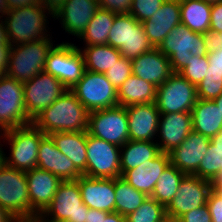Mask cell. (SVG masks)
Wrapping results in <instances>:
<instances>
[{"label":"cell","mask_w":222,"mask_h":222,"mask_svg":"<svg viewBox=\"0 0 222 222\" xmlns=\"http://www.w3.org/2000/svg\"><path fill=\"white\" fill-rule=\"evenodd\" d=\"M46 11L53 15L40 3L0 11V19L6 16L4 22L9 44L19 45L48 38Z\"/></svg>","instance_id":"obj_2"},{"label":"cell","mask_w":222,"mask_h":222,"mask_svg":"<svg viewBox=\"0 0 222 222\" xmlns=\"http://www.w3.org/2000/svg\"><path fill=\"white\" fill-rule=\"evenodd\" d=\"M83 175L92 178H118L120 147L87 132V164Z\"/></svg>","instance_id":"obj_14"},{"label":"cell","mask_w":222,"mask_h":222,"mask_svg":"<svg viewBox=\"0 0 222 222\" xmlns=\"http://www.w3.org/2000/svg\"><path fill=\"white\" fill-rule=\"evenodd\" d=\"M2 20L3 19H1V22H0V45L10 46L9 41H8L7 31H6V25H5V22Z\"/></svg>","instance_id":"obj_52"},{"label":"cell","mask_w":222,"mask_h":222,"mask_svg":"<svg viewBox=\"0 0 222 222\" xmlns=\"http://www.w3.org/2000/svg\"><path fill=\"white\" fill-rule=\"evenodd\" d=\"M30 198V217L43 213L50 205L62 180L49 171L34 168L26 172Z\"/></svg>","instance_id":"obj_18"},{"label":"cell","mask_w":222,"mask_h":222,"mask_svg":"<svg viewBox=\"0 0 222 222\" xmlns=\"http://www.w3.org/2000/svg\"><path fill=\"white\" fill-rule=\"evenodd\" d=\"M129 140L152 141L158 136L160 112L156 103L134 104L126 107Z\"/></svg>","instance_id":"obj_22"},{"label":"cell","mask_w":222,"mask_h":222,"mask_svg":"<svg viewBox=\"0 0 222 222\" xmlns=\"http://www.w3.org/2000/svg\"><path fill=\"white\" fill-rule=\"evenodd\" d=\"M0 206L12 218L30 217L26 172L7 165L0 169Z\"/></svg>","instance_id":"obj_7"},{"label":"cell","mask_w":222,"mask_h":222,"mask_svg":"<svg viewBox=\"0 0 222 222\" xmlns=\"http://www.w3.org/2000/svg\"><path fill=\"white\" fill-rule=\"evenodd\" d=\"M213 42L217 45V46H220L222 47V32L218 35H216L214 38H213Z\"/></svg>","instance_id":"obj_58"},{"label":"cell","mask_w":222,"mask_h":222,"mask_svg":"<svg viewBox=\"0 0 222 222\" xmlns=\"http://www.w3.org/2000/svg\"><path fill=\"white\" fill-rule=\"evenodd\" d=\"M76 181L82 200L89 209L115 212L114 178H92L81 175Z\"/></svg>","instance_id":"obj_20"},{"label":"cell","mask_w":222,"mask_h":222,"mask_svg":"<svg viewBox=\"0 0 222 222\" xmlns=\"http://www.w3.org/2000/svg\"><path fill=\"white\" fill-rule=\"evenodd\" d=\"M126 107H114L90 112L87 132L119 147L129 141Z\"/></svg>","instance_id":"obj_10"},{"label":"cell","mask_w":222,"mask_h":222,"mask_svg":"<svg viewBox=\"0 0 222 222\" xmlns=\"http://www.w3.org/2000/svg\"><path fill=\"white\" fill-rule=\"evenodd\" d=\"M208 68L209 62L207 56H192L188 65L179 73L197 87L204 79Z\"/></svg>","instance_id":"obj_38"},{"label":"cell","mask_w":222,"mask_h":222,"mask_svg":"<svg viewBox=\"0 0 222 222\" xmlns=\"http://www.w3.org/2000/svg\"><path fill=\"white\" fill-rule=\"evenodd\" d=\"M210 142L215 146V148L222 149V130L215 136L211 137Z\"/></svg>","instance_id":"obj_54"},{"label":"cell","mask_w":222,"mask_h":222,"mask_svg":"<svg viewBox=\"0 0 222 222\" xmlns=\"http://www.w3.org/2000/svg\"><path fill=\"white\" fill-rule=\"evenodd\" d=\"M211 181L195 175H185L175 197L166 206L167 217L176 221L181 215L207 204Z\"/></svg>","instance_id":"obj_16"},{"label":"cell","mask_w":222,"mask_h":222,"mask_svg":"<svg viewBox=\"0 0 222 222\" xmlns=\"http://www.w3.org/2000/svg\"><path fill=\"white\" fill-rule=\"evenodd\" d=\"M67 90L63 83L45 71L24 82V104L29 118L33 120Z\"/></svg>","instance_id":"obj_13"},{"label":"cell","mask_w":222,"mask_h":222,"mask_svg":"<svg viewBox=\"0 0 222 222\" xmlns=\"http://www.w3.org/2000/svg\"><path fill=\"white\" fill-rule=\"evenodd\" d=\"M70 91L89 112L119 105L117 90L103 73L85 70Z\"/></svg>","instance_id":"obj_8"},{"label":"cell","mask_w":222,"mask_h":222,"mask_svg":"<svg viewBox=\"0 0 222 222\" xmlns=\"http://www.w3.org/2000/svg\"><path fill=\"white\" fill-rule=\"evenodd\" d=\"M83 54L85 70L105 73L122 57L117 48L111 45H89L80 49Z\"/></svg>","instance_id":"obj_32"},{"label":"cell","mask_w":222,"mask_h":222,"mask_svg":"<svg viewBox=\"0 0 222 222\" xmlns=\"http://www.w3.org/2000/svg\"><path fill=\"white\" fill-rule=\"evenodd\" d=\"M108 45L117 48L122 56L130 60L154 48L145 34L143 24L129 13L116 14L109 31Z\"/></svg>","instance_id":"obj_6"},{"label":"cell","mask_w":222,"mask_h":222,"mask_svg":"<svg viewBox=\"0 0 222 222\" xmlns=\"http://www.w3.org/2000/svg\"><path fill=\"white\" fill-rule=\"evenodd\" d=\"M213 101L215 102L216 106L220 109L222 113V94L217 98L213 99Z\"/></svg>","instance_id":"obj_59"},{"label":"cell","mask_w":222,"mask_h":222,"mask_svg":"<svg viewBox=\"0 0 222 222\" xmlns=\"http://www.w3.org/2000/svg\"><path fill=\"white\" fill-rule=\"evenodd\" d=\"M176 222H212L208 205L201 206L181 215Z\"/></svg>","instance_id":"obj_42"},{"label":"cell","mask_w":222,"mask_h":222,"mask_svg":"<svg viewBox=\"0 0 222 222\" xmlns=\"http://www.w3.org/2000/svg\"><path fill=\"white\" fill-rule=\"evenodd\" d=\"M169 164V153L160 152L154 159L127 170L121 177L136 190L151 196L158 178Z\"/></svg>","instance_id":"obj_26"},{"label":"cell","mask_w":222,"mask_h":222,"mask_svg":"<svg viewBox=\"0 0 222 222\" xmlns=\"http://www.w3.org/2000/svg\"><path fill=\"white\" fill-rule=\"evenodd\" d=\"M45 134L33 123L3 131L10 145V156H5V165L20 170L29 171L37 168L38 151L41 139Z\"/></svg>","instance_id":"obj_5"},{"label":"cell","mask_w":222,"mask_h":222,"mask_svg":"<svg viewBox=\"0 0 222 222\" xmlns=\"http://www.w3.org/2000/svg\"><path fill=\"white\" fill-rule=\"evenodd\" d=\"M222 32V1L212 4L210 36L213 39Z\"/></svg>","instance_id":"obj_46"},{"label":"cell","mask_w":222,"mask_h":222,"mask_svg":"<svg viewBox=\"0 0 222 222\" xmlns=\"http://www.w3.org/2000/svg\"><path fill=\"white\" fill-rule=\"evenodd\" d=\"M1 137V135H0ZM2 145V144H0ZM5 165V154L4 151L2 150V147L0 148V169Z\"/></svg>","instance_id":"obj_60"},{"label":"cell","mask_w":222,"mask_h":222,"mask_svg":"<svg viewBox=\"0 0 222 222\" xmlns=\"http://www.w3.org/2000/svg\"><path fill=\"white\" fill-rule=\"evenodd\" d=\"M12 217L0 206V222H9Z\"/></svg>","instance_id":"obj_56"},{"label":"cell","mask_w":222,"mask_h":222,"mask_svg":"<svg viewBox=\"0 0 222 222\" xmlns=\"http://www.w3.org/2000/svg\"><path fill=\"white\" fill-rule=\"evenodd\" d=\"M210 138L191 131L185 140L171 152L170 163L185 175H194L207 153Z\"/></svg>","instance_id":"obj_19"},{"label":"cell","mask_w":222,"mask_h":222,"mask_svg":"<svg viewBox=\"0 0 222 222\" xmlns=\"http://www.w3.org/2000/svg\"><path fill=\"white\" fill-rule=\"evenodd\" d=\"M32 123L25 104L23 83L8 77L0 76V129L6 131Z\"/></svg>","instance_id":"obj_12"},{"label":"cell","mask_w":222,"mask_h":222,"mask_svg":"<svg viewBox=\"0 0 222 222\" xmlns=\"http://www.w3.org/2000/svg\"><path fill=\"white\" fill-rule=\"evenodd\" d=\"M132 74L156 87L162 85L172 74L169 58L158 48H152L131 60Z\"/></svg>","instance_id":"obj_25"},{"label":"cell","mask_w":222,"mask_h":222,"mask_svg":"<svg viewBox=\"0 0 222 222\" xmlns=\"http://www.w3.org/2000/svg\"><path fill=\"white\" fill-rule=\"evenodd\" d=\"M63 0H39V3L48 9L52 14L61 6Z\"/></svg>","instance_id":"obj_50"},{"label":"cell","mask_w":222,"mask_h":222,"mask_svg":"<svg viewBox=\"0 0 222 222\" xmlns=\"http://www.w3.org/2000/svg\"><path fill=\"white\" fill-rule=\"evenodd\" d=\"M163 222H176L173 219L167 218L166 220H164Z\"/></svg>","instance_id":"obj_62"},{"label":"cell","mask_w":222,"mask_h":222,"mask_svg":"<svg viewBox=\"0 0 222 222\" xmlns=\"http://www.w3.org/2000/svg\"><path fill=\"white\" fill-rule=\"evenodd\" d=\"M99 8L98 0H63L51 17L61 20L65 32L80 38Z\"/></svg>","instance_id":"obj_17"},{"label":"cell","mask_w":222,"mask_h":222,"mask_svg":"<svg viewBox=\"0 0 222 222\" xmlns=\"http://www.w3.org/2000/svg\"><path fill=\"white\" fill-rule=\"evenodd\" d=\"M9 222H36L33 217L29 218H12Z\"/></svg>","instance_id":"obj_57"},{"label":"cell","mask_w":222,"mask_h":222,"mask_svg":"<svg viewBox=\"0 0 222 222\" xmlns=\"http://www.w3.org/2000/svg\"><path fill=\"white\" fill-rule=\"evenodd\" d=\"M165 0H133L129 14L138 22L149 20Z\"/></svg>","instance_id":"obj_41"},{"label":"cell","mask_w":222,"mask_h":222,"mask_svg":"<svg viewBox=\"0 0 222 222\" xmlns=\"http://www.w3.org/2000/svg\"><path fill=\"white\" fill-rule=\"evenodd\" d=\"M37 167L51 172L62 181H76L83 175L74 163L59 151L50 135L41 139Z\"/></svg>","instance_id":"obj_21"},{"label":"cell","mask_w":222,"mask_h":222,"mask_svg":"<svg viewBox=\"0 0 222 222\" xmlns=\"http://www.w3.org/2000/svg\"><path fill=\"white\" fill-rule=\"evenodd\" d=\"M184 176L182 171L170 163L158 178L150 197L166 207L175 197Z\"/></svg>","instance_id":"obj_35"},{"label":"cell","mask_w":222,"mask_h":222,"mask_svg":"<svg viewBox=\"0 0 222 222\" xmlns=\"http://www.w3.org/2000/svg\"><path fill=\"white\" fill-rule=\"evenodd\" d=\"M207 205L212 222H222V195L211 189L208 194Z\"/></svg>","instance_id":"obj_44"},{"label":"cell","mask_w":222,"mask_h":222,"mask_svg":"<svg viewBox=\"0 0 222 222\" xmlns=\"http://www.w3.org/2000/svg\"><path fill=\"white\" fill-rule=\"evenodd\" d=\"M209 68L206 73L221 74L222 76V47L212 42L207 54Z\"/></svg>","instance_id":"obj_43"},{"label":"cell","mask_w":222,"mask_h":222,"mask_svg":"<svg viewBox=\"0 0 222 222\" xmlns=\"http://www.w3.org/2000/svg\"><path fill=\"white\" fill-rule=\"evenodd\" d=\"M212 4L202 0H180L181 24L196 33L210 35Z\"/></svg>","instance_id":"obj_30"},{"label":"cell","mask_w":222,"mask_h":222,"mask_svg":"<svg viewBox=\"0 0 222 222\" xmlns=\"http://www.w3.org/2000/svg\"><path fill=\"white\" fill-rule=\"evenodd\" d=\"M202 1L210 3V4H214V3L220 2L222 0H202Z\"/></svg>","instance_id":"obj_61"},{"label":"cell","mask_w":222,"mask_h":222,"mask_svg":"<svg viewBox=\"0 0 222 222\" xmlns=\"http://www.w3.org/2000/svg\"><path fill=\"white\" fill-rule=\"evenodd\" d=\"M90 112L77 97L67 90L48 108L38 114L32 123L45 135L56 132H83L89 126Z\"/></svg>","instance_id":"obj_1"},{"label":"cell","mask_w":222,"mask_h":222,"mask_svg":"<svg viewBox=\"0 0 222 222\" xmlns=\"http://www.w3.org/2000/svg\"><path fill=\"white\" fill-rule=\"evenodd\" d=\"M212 42L210 35L193 32L180 23L170 31L158 49L169 58L173 73H179L192 56H207Z\"/></svg>","instance_id":"obj_3"},{"label":"cell","mask_w":222,"mask_h":222,"mask_svg":"<svg viewBox=\"0 0 222 222\" xmlns=\"http://www.w3.org/2000/svg\"><path fill=\"white\" fill-rule=\"evenodd\" d=\"M39 3V0H0V11Z\"/></svg>","instance_id":"obj_47"},{"label":"cell","mask_w":222,"mask_h":222,"mask_svg":"<svg viewBox=\"0 0 222 222\" xmlns=\"http://www.w3.org/2000/svg\"><path fill=\"white\" fill-rule=\"evenodd\" d=\"M10 46L0 45V76L4 73L8 64V54Z\"/></svg>","instance_id":"obj_49"},{"label":"cell","mask_w":222,"mask_h":222,"mask_svg":"<svg viewBox=\"0 0 222 222\" xmlns=\"http://www.w3.org/2000/svg\"><path fill=\"white\" fill-rule=\"evenodd\" d=\"M180 15V0H165L149 20L142 22L154 48H158L170 31L181 23Z\"/></svg>","instance_id":"obj_24"},{"label":"cell","mask_w":222,"mask_h":222,"mask_svg":"<svg viewBox=\"0 0 222 222\" xmlns=\"http://www.w3.org/2000/svg\"><path fill=\"white\" fill-rule=\"evenodd\" d=\"M61 153L69 158L83 174L87 164V131L50 134Z\"/></svg>","instance_id":"obj_27"},{"label":"cell","mask_w":222,"mask_h":222,"mask_svg":"<svg viewBox=\"0 0 222 222\" xmlns=\"http://www.w3.org/2000/svg\"><path fill=\"white\" fill-rule=\"evenodd\" d=\"M104 74L110 83L115 87V89H119L123 82H125L127 78L132 75L131 60L122 56L116 62V64H114Z\"/></svg>","instance_id":"obj_40"},{"label":"cell","mask_w":222,"mask_h":222,"mask_svg":"<svg viewBox=\"0 0 222 222\" xmlns=\"http://www.w3.org/2000/svg\"><path fill=\"white\" fill-rule=\"evenodd\" d=\"M51 37L29 43L10 45L4 73L24 83L44 71L49 51L54 46Z\"/></svg>","instance_id":"obj_4"},{"label":"cell","mask_w":222,"mask_h":222,"mask_svg":"<svg viewBox=\"0 0 222 222\" xmlns=\"http://www.w3.org/2000/svg\"><path fill=\"white\" fill-rule=\"evenodd\" d=\"M222 169V149L215 148L210 142L207 153L194 174L202 179L212 181Z\"/></svg>","instance_id":"obj_37"},{"label":"cell","mask_w":222,"mask_h":222,"mask_svg":"<svg viewBox=\"0 0 222 222\" xmlns=\"http://www.w3.org/2000/svg\"><path fill=\"white\" fill-rule=\"evenodd\" d=\"M197 98L203 100H213L222 94L221 74L205 73L204 79L196 87Z\"/></svg>","instance_id":"obj_39"},{"label":"cell","mask_w":222,"mask_h":222,"mask_svg":"<svg viewBox=\"0 0 222 222\" xmlns=\"http://www.w3.org/2000/svg\"><path fill=\"white\" fill-rule=\"evenodd\" d=\"M133 0H98L99 7L115 14H128Z\"/></svg>","instance_id":"obj_45"},{"label":"cell","mask_w":222,"mask_h":222,"mask_svg":"<svg viewBox=\"0 0 222 222\" xmlns=\"http://www.w3.org/2000/svg\"><path fill=\"white\" fill-rule=\"evenodd\" d=\"M100 222H126V217L117 212L109 213L100 210Z\"/></svg>","instance_id":"obj_48"},{"label":"cell","mask_w":222,"mask_h":222,"mask_svg":"<svg viewBox=\"0 0 222 222\" xmlns=\"http://www.w3.org/2000/svg\"><path fill=\"white\" fill-rule=\"evenodd\" d=\"M115 212L127 216L134 212L147 199V195L136 190L122 177L114 178Z\"/></svg>","instance_id":"obj_34"},{"label":"cell","mask_w":222,"mask_h":222,"mask_svg":"<svg viewBox=\"0 0 222 222\" xmlns=\"http://www.w3.org/2000/svg\"><path fill=\"white\" fill-rule=\"evenodd\" d=\"M88 209L82 200L78 182L62 181L43 214L59 221L87 222Z\"/></svg>","instance_id":"obj_15"},{"label":"cell","mask_w":222,"mask_h":222,"mask_svg":"<svg viewBox=\"0 0 222 222\" xmlns=\"http://www.w3.org/2000/svg\"><path fill=\"white\" fill-rule=\"evenodd\" d=\"M212 189L222 195V169L217 173L216 177L211 181Z\"/></svg>","instance_id":"obj_51"},{"label":"cell","mask_w":222,"mask_h":222,"mask_svg":"<svg viewBox=\"0 0 222 222\" xmlns=\"http://www.w3.org/2000/svg\"><path fill=\"white\" fill-rule=\"evenodd\" d=\"M116 14L107 9L99 8L91 21L88 23L80 39L89 45H107L109 31L113 26Z\"/></svg>","instance_id":"obj_33"},{"label":"cell","mask_w":222,"mask_h":222,"mask_svg":"<svg viewBox=\"0 0 222 222\" xmlns=\"http://www.w3.org/2000/svg\"><path fill=\"white\" fill-rule=\"evenodd\" d=\"M193 131L208 138L222 130V113L213 100L197 99L191 111Z\"/></svg>","instance_id":"obj_28"},{"label":"cell","mask_w":222,"mask_h":222,"mask_svg":"<svg viewBox=\"0 0 222 222\" xmlns=\"http://www.w3.org/2000/svg\"><path fill=\"white\" fill-rule=\"evenodd\" d=\"M193 130L191 112L160 114L157 142L161 152L169 153L179 146Z\"/></svg>","instance_id":"obj_23"},{"label":"cell","mask_w":222,"mask_h":222,"mask_svg":"<svg viewBox=\"0 0 222 222\" xmlns=\"http://www.w3.org/2000/svg\"><path fill=\"white\" fill-rule=\"evenodd\" d=\"M126 222H163L166 220V207L150 196L134 212L129 213Z\"/></svg>","instance_id":"obj_36"},{"label":"cell","mask_w":222,"mask_h":222,"mask_svg":"<svg viewBox=\"0 0 222 222\" xmlns=\"http://www.w3.org/2000/svg\"><path fill=\"white\" fill-rule=\"evenodd\" d=\"M197 99L196 86L180 73H173L157 87L155 103L160 114L191 112Z\"/></svg>","instance_id":"obj_11"},{"label":"cell","mask_w":222,"mask_h":222,"mask_svg":"<svg viewBox=\"0 0 222 222\" xmlns=\"http://www.w3.org/2000/svg\"><path fill=\"white\" fill-rule=\"evenodd\" d=\"M157 87L135 75H130L117 89L118 103L127 107L134 104L154 103Z\"/></svg>","instance_id":"obj_29"},{"label":"cell","mask_w":222,"mask_h":222,"mask_svg":"<svg viewBox=\"0 0 222 222\" xmlns=\"http://www.w3.org/2000/svg\"><path fill=\"white\" fill-rule=\"evenodd\" d=\"M87 222H100V210L88 209Z\"/></svg>","instance_id":"obj_53"},{"label":"cell","mask_w":222,"mask_h":222,"mask_svg":"<svg viewBox=\"0 0 222 222\" xmlns=\"http://www.w3.org/2000/svg\"><path fill=\"white\" fill-rule=\"evenodd\" d=\"M44 71L56 77L70 90L82 79L85 71L80 48L68 42L52 47L48 53Z\"/></svg>","instance_id":"obj_9"},{"label":"cell","mask_w":222,"mask_h":222,"mask_svg":"<svg viewBox=\"0 0 222 222\" xmlns=\"http://www.w3.org/2000/svg\"><path fill=\"white\" fill-rule=\"evenodd\" d=\"M160 152L157 142L136 140L127 141L120 147L121 176L127 170L135 169L142 163L154 159Z\"/></svg>","instance_id":"obj_31"},{"label":"cell","mask_w":222,"mask_h":222,"mask_svg":"<svg viewBox=\"0 0 222 222\" xmlns=\"http://www.w3.org/2000/svg\"><path fill=\"white\" fill-rule=\"evenodd\" d=\"M36 222H67V221H59V220H54L52 218L46 219V216L43 213H38L33 216Z\"/></svg>","instance_id":"obj_55"}]
</instances>
